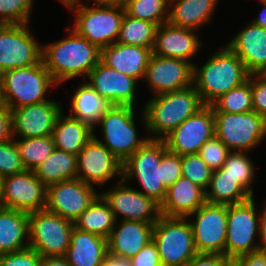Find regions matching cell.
I'll list each match as a JSON object with an SVG mask.
<instances>
[{"label":"cell","mask_w":266,"mask_h":266,"mask_svg":"<svg viewBox=\"0 0 266 266\" xmlns=\"http://www.w3.org/2000/svg\"><path fill=\"white\" fill-rule=\"evenodd\" d=\"M47 187L32 170L2 178L0 206L31 213L46 207Z\"/></svg>","instance_id":"obj_15"},{"label":"cell","mask_w":266,"mask_h":266,"mask_svg":"<svg viewBox=\"0 0 266 266\" xmlns=\"http://www.w3.org/2000/svg\"><path fill=\"white\" fill-rule=\"evenodd\" d=\"M181 176V156L167 149L161 158L160 181L168 189Z\"/></svg>","instance_id":"obj_44"},{"label":"cell","mask_w":266,"mask_h":266,"mask_svg":"<svg viewBox=\"0 0 266 266\" xmlns=\"http://www.w3.org/2000/svg\"><path fill=\"white\" fill-rule=\"evenodd\" d=\"M33 171L46 187L53 183L77 179V155L55 148Z\"/></svg>","instance_id":"obj_32"},{"label":"cell","mask_w":266,"mask_h":266,"mask_svg":"<svg viewBox=\"0 0 266 266\" xmlns=\"http://www.w3.org/2000/svg\"><path fill=\"white\" fill-rule=\"evenodd\" d=\"M219 0H169L168 23L200 30L209 23Z\"/></svg>","instance_id":"obj_28"},{"label":"cell","mask_w":266,"mask_h":266,"mask_svg":"<svg viewBox=\"0 0 266 266\" xmlns=\"http://www.w3.org/2000/svg\"><path fill=\"white\" fill-rule=\"evenodd\" d=\"M152 56L151 48L113 43L100 49V61L137 81L144 77L145 70Z\"/></svg>","instance_id":"obj_25"},{"label":"cell","mask_w":266,"mask_h":266,"mask_svg":"<svg viewBox=\"0 0 266 266\" xmlns=\"http://www.w3.org/2000/svg\"><path fill=\"white\" fill-rule=\"evenodd\" d=\"M215 135V117L211 105L184 120L163 140L167 149L180 156L199 153L201 146Z\"/></svg>","instance_id":"obj_17"},{"label":"cell","mask_w":266,"mask_h":266,"mask_svg":"<svg viewBox=\"0 0 266 266\" xmlns=\"http://www.w3.org/2000/svg\"><path fill=\"white\" fill-rule=\"evenodd\" d=\"M195 33L197 30L173 26L168 22L159 25L152 54L191 62V58L197 55L203 45Z\"/></svg>","instance_id":"obj_22"},{"label":"cell","mask_w":266,"mask_h":266,"mask_svg":"<svg viewBox=\"0 0 266 266\" xmlns=\"http://www.w3.org/2000/svg\"><path fill=\"white\" fill-rule=\"evenodd\" d=\"M70 115L87 123L95 132L100 118L111 108L112 104L101 97L88 83L81 84L71 99ZM95 126V127H94Z\"/></svg>","instance_id":"obj_31"},{"label":"cell","mask_w":266,"mask_h":266,"mask_svg":"<svg viewBox=\"0 0 266 266\" xmlns=\"http://www.w3.org/2000/svg\"><path fill=\"white\" fill-rule=\"evenodd\" d=\"M63 112L57 101L48 99L10 110L12 138H35L52 135L58 116Z\"/></svg>","instance_id":"obj_20"},{"label":"cell","mask_w":266,"mask_h":266,"mask_svg":"<svg viewBox=\"0 0 266 266\" xmlns=\"http://www.w3.org/2000/svg\"><path fill=\"white\" fill-rule=\"evenodd\" d=\"M208 187L210 190H205V198L206 202L212 204L231 205L252 197L237 179L225 174V169L212 172Z\"/></svg>","instance_id":"obj_33"},{"label":"cell","mask_w":266,"mask_h":266,"mask_svg":"<svg viewBox=\"0 0 266 266\" xmlns=\"http://www.w3.org/2000/svg\"><path fill=\"white\" fill-rule=\"evenodd\" d=\"M261 3L263 7L260 10V14L252 22L262 28H266V1H261Z\"/></svg>","instance_id":"obj_55"},{"label":"cell","mask_w":266,"mask_h":266,"mask_svg":"<svg viewBox=\"0 0 266 266\" xmlns=\"http://www.w3.org/2000/svg\"><path fill=\"white\" fill-rule=\"evenodd\" d=\"M152 240L162 266H184L197 254L188 218L161 216L153 226Z\"/></svg>","instance_id":"obj_6"},{"label":"cell","mask_w":266,"mask_h":266,"mask_svg":"<svg viewBox=\"0 0 266 266\" xmlns=\"http://www.w3.org/2000/svg\"><path fill=\"white\" fill-rule=\"evenodd\" d=\"M226 45L241 59L249 74H262L266 69V28L250 22Z\"/></svg>","instance_id":"obj_23"},{"label":"cell","mask_w":266,"mask_h":266,"mask_svg":"<svg viewBox=\"0 0 266 266\" xmlns=\"http://www.w3.org/2000/svg\"><path fill=\"white\" fill-rule=\"evenodd\" d=\"M206 202L205 190L181 176L168 189L161 203V215L187 218Z\"/></svg>","instance_id":"obj_26"},{"label":"cell","mask_w":266,"mask_h":266,"mask_svg":"<svg viewBox=\"0 0 266 266\" xmlns=\"http://www.w3.org/2000/svg\"><path fill=\"white\" fill-rule=\"evenodd\" d=\"M211 106L213 112L245 113L252 111L251 74L246 82L221 95Z\"/></svg>","instance_id":"obj_37"},{"label":"cell","mask_w":266,"mask_h":266,"mask_svg":"<svg viewBox=\"0 0 266 266\" xmlns=\"http://www.w3.org/2000/svg\"><path fill=\"white\" fill-rule=\"evenodd\" d=\"M141 116L150 139L163 140L184 120L205 106L195 87L162 93L144 103Z\"/></svg>","instance_id":"obj_2"},{"label":"cell","mask_w":266,"mask_h":266,"mask_svg":"<svg viewBox=\"0 0 266 266\" xmlns=\"http://www.w3.org/2000/svg\"><path fill=\"white\" fill-rule=\"evenodd\" d=\"M131 266H162L156 243L149 241L132 259Z\"/></svg>","instance_id":"obj_47"},{"label":"cell","mask_w":266,"mask_h":266,"mask_svg":"<svg viewBox=\"0 0 266 266\" xmlns=\"http://www.w3.org/2000/svg\"><path fill=\"white\" fill-rule=\"evenodd\" d=\"M74 223L46 209L29 213V247L41 257L64 256Z\"/></svg>","instance_id":"obj_10"},{"label":"cell","mask_w":266,"mask_h":266,"mask_svg":"<svg viewBox=\"0 0 266 266\" xmlns=\"http://www.w3.org/2000/svg\"><path fill=\"white\" fill-rule=\"evenodd\" d=\"M230 266H266V253L254 251L230 262Z\"/></svg>","instance_id":"obj_49"},{"label":"cell","mask_w":266,"mask_h":266,"mask_svg":"<svg viewBox=\"0 0 266 266\" xmlns=\"http://www.w3.org/2000/svg\"><path fill=\"white\" fill-rule=\"evenodd\" d=\"M12 138L10 109L0 110V142Z\"/></svg>","instance_id":"obj_50"},{"label":"cell","mask_w":266,"mask_h":266,"mask_svg":"<svg viewBox=\"0 0 266 266\" xmlns=\"http://www.w3.org/2000/svg\"><path fill=\"white\" fill-rule=\"evenodd\" d=\"M118 183L111 190L100 194L109 204L116 221L121 216V220L155 224L162 216L161 204L139 190L125 185L127 183L123 179Z\"/></svg>","instance_id":"obj_14"},{"label":"cell","mask_w":266,"mask_h":266,"mask_svg":"<svg viewBox=\"0 0 266 266\" xmlns=\"http://www.w3.org/2000/svg\"><path fill=\"white\" fill-rule=\"evenodd\" d=\"M259 238L258 250L266 253V203L259 215Z\"/></svg>","instance_id":"obj_51"},{"label":"cell","mask_w":266,"mask_h":266,"mask_svg":"<svg viewBox=\"0 0 266 266\" xmlns=\"http://www.w3.org/2000/svg\"><path fill=\"white\" fill-rule=\"evenodd\" d=\"M95 189L80 179L50 184L47 186L45 209L74 223L100 194Z\"/></svg>","instance_id":"obj_18"},{"label":"cell","mask_w":266,"mask_h":266,"mask_svg":"<svg viewBox=\"0 0 266 266\" xmlns=\"http://www.w3.org/2000/svg\"><path fill=\"white\" fill-rule=\"evenodd\" d=\"M134 108L112 105L96 124L101 126V143L122 163L150 139L138 137Z\"/></svg>","instance_id":"obj_7"},{"label":"cell","mask_w":266,"mask_h":266,"mask_svg":"<svg viewBox=\"0 0 266 266\" xmlns=\"http://www.w3.org/2000/svg\"><path fill=\"white\" fill-rule=\"evenodd\" d=\"M1 109H9L6 105V101H5V97H4V93L1 87V83H0V110Z\"/></svg>","instance_id":"obj_57"},{"label":"cell","mask_w":266,"mask_h":266,"mask_svg":"<svg viewBox=\"0 0 266 266\" xmlns=\"http://www.w3.org/2000/svg\"><path fill=\"white\" fill-rule=\"evenodd\" d=\"M0 83L10 110L46 101V92L57 86L43 60L35 65L2 72Z\"/></svg>","instance_id":"obj_4"},{"label":"cell","mask_w":266,"mask_h":266,"mask_svg":"<svg viewBox=\"0 0 266 266\" xmlns=\"http://www.w3.org/2000/svg\"><path fill=\"white\" fill-rule=\"evenodd\" d=\"M42 257L36 250H24L0 255V266H40Z\"/></svg>","instance_id":"obj_45"},{"label":"cell","mask_w":266,"mask_h":266,"mask_svg":"<svg viewBox=\"0 0 266 266\" xmlns=\"http://www.w3.org/2000/svg\"><path fill=\"white\" fill-rule=\"evenodd\" d=\"M40 266H70L64 256L42 257Z\"/></svg>","instance_id":"obj_53"},{"label":"cell","mask_w":266,"mask_h":266,"mask_svg":"<svg viewBox=\"0 0 266 266\" xmlns=\"http://www.w3.org/2000/svg\"><path fill=\"white\" fill-rule=\"evenodd\" d=\"M215 135L230 151L251 152L266 138V119L255 111L213 112Z\"/></svg>","instance_id":"obj_9"},{"label":"cell","mask_w":266,"mask_h":266,"mask_svg":"<svg viewBox=\"0 0 266 266\" xmlns=\"http://www.w3.org/2000/svg\"><path fill=\"white\" fill-rule=\"evenodd\" d=\"M124 10L128 16L159 26L168 22L169 0H127Z\"/></svg>","instance_id":"obj_38"},{"label":"cell","mask_w":266,"mask_h":266,"mask_svg":"<svg viewBox=\"0 0 266 266\" xmlns=\"http://www.w3.org/2000/svg\"><path fill=\"white\" fill-rule=\"evenodd\" d=\"M76 15L72 28L99 49L115 43L125 14L122 7L87 6L84 3L70 9Z\"/></svg>","instance_id":"obj_8"},{"label":"cell","mask_w":266,"mask_h":266,"mask_svg":"<svg viewBox=\"0 0 266 266\" xmlns=\"http://www.w3.org/2000/svg\"><path fill=\"white\" fill-rule=\"evenodd\" d=\"M34 0H0V24L30 22Z\"/></svg>","instance_id":"obj_41"},{"label":"cell","mask_w":266,"mask_h":266,"mask_svg":"<svg viewBox=\"0 0 266 266\" xmlns=\"http://www.w3.org/2000/svg\"><path fill=\"white\" fill-rule=\"evenodd\" d=\"M28 216L29 213L0 206V255L29 247Z\"/></svg>","instance_id":"obj_29"},{"label":"cell","mask_w":266,"mask_h":266,"mask_svg":"<svg viewBox=\"0 0 266 266\" xmlns=\"http://www.w3.org/2000/svg\"><path fill=\"white\" fill-rule=\"evenodd\" d=\"M63 5L65 4V6L67 8H69V10L73 7H76L78 5L82 4V0H59Z\"/></svg>","instance_id":"obj_56"},{"label":"cell","mask_w":266,"mask_h":266,"mask_svg":"<svg viewBox=\"0 0 266 266\" xmlns=\"http://www.w3.org/2000/svg\"><path fill=\"white\" fill-rule=\"evenodd\" d=\"M157 28V24L133 18L125 13L116 42L152 49Z\"/></svg>","instance_id":"obj_35"},{"label":"cell","mask_w":266,"mask_h":266,"mask_svg":"<svg viewBox=\"0 0 266 266\" xmlns=\"http://www.w3.org/2000/svg\"><path fill=\"white\" fill-rule=\"evenodd\" d=\"M184 266H230V261L220 254L197 253Z\"/></svg>","instance_id":"obj_48"},{"label":"cell","mask_w":266,"mask_h":266,"mask_svg":"<svg viewBox=\"0 0 266 266\" xmlns=\"http://www.w3.org/2000/svg\"><path fill=\"white\" fill-rule=\"evenodd\" d=\"M248 152L231 151L221 169L225 174L237 179V181L252 195V183L256 173L253 161L248 158Z\"/></svg>","instance_id":"obj_39"},{"label":"cell","mask_w":266,"mask_h":266,"mask_svg":"<svg viewBox=\"0 0 266 266\" xmlns=\"http://www.w3.org/2000/svg\"><path fill=\"white\" fill-rule=\"evenodd\" d=\"M26 24H0V74L42 60V46Z\"/></svg>","instance_id":"obj_12"},{"label":"cell","mask_w":266,"mask_h":266,"mask_svg":"<svg viewBox=\"0 0 266 266\" xmlns=\"http://www.w3.org/2000/svg\"><path fill=\"white\" fill-rule=\"evenodd\" d=\"M196 66L194 64L193 86L205 105H211L221 95L242 85L250 75L227 45L214 52L204 65Z\"/></svg>","instance_id":"obj_3"},{"label":"cell","mask_w":266,"mask_h":266,"mask_svg":"<svg viewBox=\"0 0 266 266\" xmlns=\"http://www.w3.org/2000/svg\"><path fill=\"white\" fill-rule=\"evenodd\" d=\"M118 221L120 224L117 225ZM118 221L107 238L108 254L118 258L132 259L152 240L154 224L121 219Z\"/></svg>","instance_id":"obj_24"},{"label":"cell","mask_w":266,"mask_h":266,"mask_svg":"<svg viewBox=\"0 0 266 266\" xmlns=\"http://www.w3.org/2000/svg\"><path fill=\"white\" fill-rule=\"evenodd\" d=\"M230 152L229 148L214 135L201 146L198 154L207 166L214 171L223 167Z\"/></svg>","instance_id":"obj_43"},{"label":"cell","mask_w":266,"mask_h":266,"mask_svg":"<svg viewBox=\"0 0 266 266\" xmlns=\"http://www.w3.org/2000/svg\"><path fill=\"white\" fill-rule=\"evenodd\" d=\"M100 266H131L130 259L118 258L107 254Z\"/></svg>","instance_id":"obj_52"},{"label":"cell","mask_w":266,"mask_h":266,"mask_svg":"<svg viewBox=\"0 0 266 266\" xmlns=\"http://www.w3.org/2000/svg\"><path fill=\"white\" fill-rule=\"evenodd\" d=\"M25 170L14 138L0 142V176L3 178Z\"/></svg>","instance_id":"obj_42"},{"label":"cell","mask_w":266,"mask_h":266,"mask_svg":"<svg viewBox=\"0 0 266 266\" xmlns=\"http://www.w3.org/2000/svg\"><path fill=\"white\" fill-rule=\"evenodd\" d=\"M167 150L164 140L149 139L122 164V179L128 183L134 177L139 181L142 194L164 201L167 188L161 180V158Z\"/></svg>","instance_id":"obj_5"},{"label":"cell","mask_w":266,"mask_h":266,"mask_svg":"<svg viewBox=\"0 0 266 266\" xmlns=\"http://www.w3.org/2000/svg\"><path fill=\"white\" fill-rule=\"evenodd\" d=\"M107 254V238L74 227L64 257L70 266H100Z\"/></svg>","instance_id":"obj_27"},{"label":"cell","mask_w":266,"mask_h":266,"mask_svg":"<svg viewBox=\"0 0 266 266\" xmlns=\"http://www.w3.org/2000/svg\"><path fill=\"white\" fill-rule=\"evenodd\" d=\"M122 164L93 132L77 155V179L93 187L95 184L103 187L117 174L122 180Z\"/></svg>","instance_id":"obj_16"},{"label":"cell","mask_w":266,"mask_h":266,"mask_svg":"<svg viewBox=\"0 0 266 266\" xmlns=\"http://www.w3.org/2000/svg\"><path fill=\"white\" fill-rule=\"evenodd\" d=\"M116 223L109 204L99 194L74 221V227L108 238Z\"/></svg>","instance_id":"obj_34"},{"label":"cell","mask_w":266,"mask_h":266,"mask_svg":"<svg viewBox=\"0 0 266 266\" xmlns=\"http://www.w3.org/2000/svg\"><path fill=\"white\" fill-rule=\"evenodd\" d=\"M253 111L266 119V78L262 74H251Z\"/></svg>","instance_id":"obj_46"},{"label":"cell","mask_w":266,"mask_h":266,"mask_svg":"<svg viewBox=\"0 0 266 266\" xmlns=\"http://www.w3.org/2000/svg\"><path fill=\"white\" fill-rule=\"evenodd\" d=\"M94 4L100 6H112L124 8L127 0H91Z\"/></svg>","instance_id":"obj_54"},{"label":"cell","mask_w":266,"mask_h":266,"mask_svg":"<svg viewBox=\"0 0 266 266\" xmlns=\"http://www.w3.org/2000/svg\"><path fill=\"white\" fill-rule=\"evenodd\" d=\"M259 213L253 196L241 203L227 205L225 256L232 262L240 256L257 251Z\"/></svg>","instance_id":"obj_11"},{"label":"cell","mask_w":266,"mask_h":266,"mask_svg":"<svg viewBox=\"0 0 266 266\" xmlns=\"http://www.w3.org/2000/svg\"><path fill=\"white\" fill-rule=\"evenodd\" d=\"M193 73L192 62L152 54L143 78L156 96L192 86Z\"/></svg>","instance_id":"obj_19"},{"label":"cell","mask_w":266,"mask_h":266,"mask_svg":"<svg viewBox=\"0 0 266 266\" xmlns=\"http://www.w3.org/2000/svg\"><path fill=\"white\" fill-rule=\"evenodd\" d=\"M262 75L266 78V69L264 70V72L262 73Z\"/></svg>","instance_id":"obj_59"},{"label":"cell","mask_w":266,"mask_h":266,"mask_svg":"<svg viewBox=\"0 0 266 266\" xmlns=\"http://www.w3.org/2000/svg\"><path fill=\"white\" fill-rule=\"evenodd\" d=\"M19 151L22 163L26 170H34L39 164L44 162L55 149L52 135L21 138H14Z\"/></svg>","instance_id":"obj_36"},{"label":"cell","mask_w":266,"mask_h":266,"mask_svg":"<svg viewBox=\"0 0 266 266\" xmlns=\"http://www.w3.org/2000/svg\"><path fill=\"white\" fill-rule=\"evenodd\" d=\"M2 177L0 176V196H1Z\"/></svg>","instance_id":"obj_58"},{"label":"cell","mask_w":266,"mask_h":266,"mask_svg":"<svg viewBox=\"0 0 266 266\" xmlns=\"http://www.w3.org/2000/svg\"><path fill=\"white\" fill-rule=\"evenodd\" d=\"M191 216L196 217L190 224L197 253L225 256L227 205L205 202Z\"/></svg>","instance_id":"obj_13"},{"label":"cell","mask_w":266,"mask_h":266,"mask_svg":"<svg viewBox=\"0 0 266 266\" xmlns=\"http://www.w3.org/2000/svg\"><path fill=\"white\" fill-rule=\"evenodd\" d=\"M87 83L112 105L134 107L138 81L103 64L101 61L90 71Z\"/></svg>","instance_id":"obj_21"},{"label":"cell","mask_w":266,"mask_h":266,"mask_svg":"<svg viewBox=\"0 0 266 266\" xmlns=\"http://www.w3.org/2000/svg\"><path fill=\"white\" fill-rule=\"evenodd\" d=\"M93 136V129L69 115L61 113L52 130L53 142L56 149L78 155L87 141Z\"/></svg>","instance_id":"obj_30"},{"label":"cell","mask_w":266,"mask_h":266,"mask_svg":"<svg viewBox=\"0 0 266 266\" xmlns=\"http://www.w3.org/2000/svg\"><path fill=\"white\" fill-rule=\"evenodd\" d=\"M182 176L188 178L203 190L208 189L212 170L198 153L181 156Z\"/></svg>","instance_id":"obj_40"},{"label":"cell","mask_w":266,"mask_h":266,"mask_svg":"<svg viewBox=\"0 0 266 266\" xmlns=\"http://www.w3.org/2000/svg\"><path fill=\"white\" fill-rule=\"evenodd\" d=\"M67 38L42 46V60L57 85L75 77L87 78L100 61V49L72 28Z\"/></svg>","instance_id":"obj_1"}]
</instances>
